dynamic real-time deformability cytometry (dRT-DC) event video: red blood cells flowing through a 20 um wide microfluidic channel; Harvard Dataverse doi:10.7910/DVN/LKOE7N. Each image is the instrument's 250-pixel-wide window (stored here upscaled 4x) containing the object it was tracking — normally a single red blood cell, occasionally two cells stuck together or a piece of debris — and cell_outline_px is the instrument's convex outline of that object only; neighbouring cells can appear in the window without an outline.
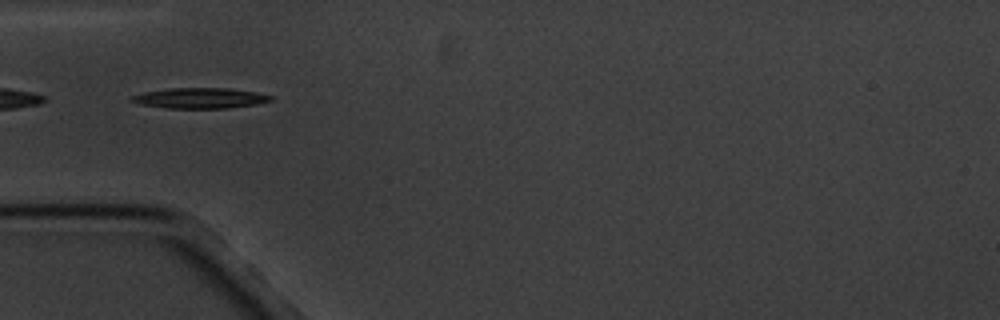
{"species": "common noctule bat (a hibernating species)", "species_latin": "Nyctalus noctula", "temperature_condition": "cold", "stored_images_in_passage": 11, "camera_frame_rate_fps": 3000, "um_per_image_px": 0.085, "animal": {"sex": "male", "body_mass_g": 20.1, "forearm_length_mm": 53.5}, "frame": {"image": 1, "passage_image": 1, "time_ms": 0.0, "image_size_px": [1000, 320], "cell_outline_px": [[272, 100], [256, 104], [228, 108], [168, 108], [140, 104], [132, 100], [132, 96], [144, 92], [168, 88], [228, 88], [256, 92], [272, 96]], "centroid_in_image_um": [17.02, 8.33], "position_along_channel_um": 68.0, "area_um2": 16.42}}
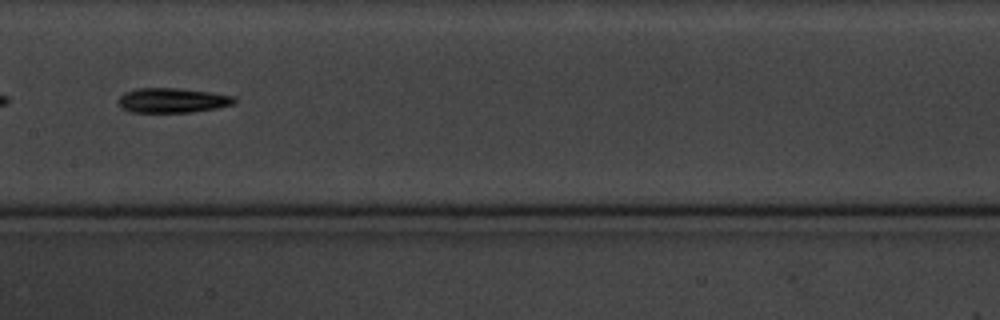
{"frame": {"image": 2, "passage_image": 4, "time_ms": 3.667, "image_size_px": [1000, 320], "cell_outline_px": [[236, 100], [232, 104], [216, 108], [192, 112], [132, 112], [120, 108], [116, 100], [124, 92], [136, 88], [176, 88], [208, 92], [232, 96]], "centroid_in_image_um": [14.56, 8.53], "position_along_channel_um": 192.8, "area_um2": 16.65}}
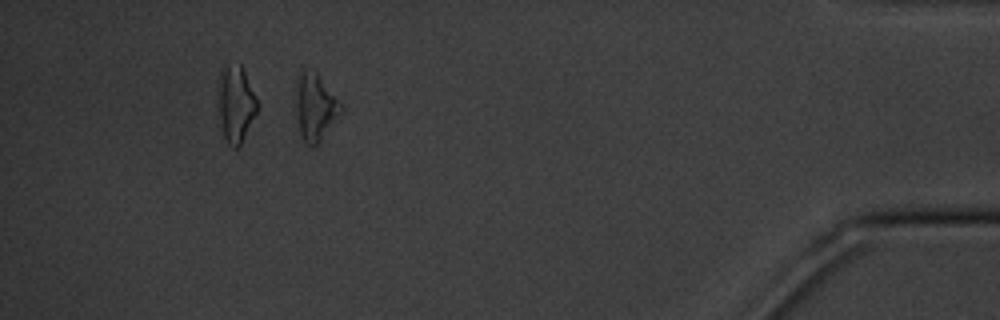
{"frame": {"image": 3, "passage_image": 10, "time_ms": 11.667, "image_size_px": [1000, 320], "cell_outline_px": [[344, 108], [320, 140], [312, 148], [304, 144], [300, 136], [296, 104], [300, 76], [304, 68], [316, 72]], "centroid_in_image_um": [26.79, 9.16], "position_along_channel_um": 408.4, "area_um2": 16.82}, "authors_computed_cell_mechanics": {"area_um2": 16.6464, "velocity_mm_per_s": 3.3732, "shape_relaxation_time_tau1_ms": 1.7302, "shape_relaxation_time_tau2_ms": null, "deformation_change_tau1": 0.0741, "deformation_change_tau2": null}}